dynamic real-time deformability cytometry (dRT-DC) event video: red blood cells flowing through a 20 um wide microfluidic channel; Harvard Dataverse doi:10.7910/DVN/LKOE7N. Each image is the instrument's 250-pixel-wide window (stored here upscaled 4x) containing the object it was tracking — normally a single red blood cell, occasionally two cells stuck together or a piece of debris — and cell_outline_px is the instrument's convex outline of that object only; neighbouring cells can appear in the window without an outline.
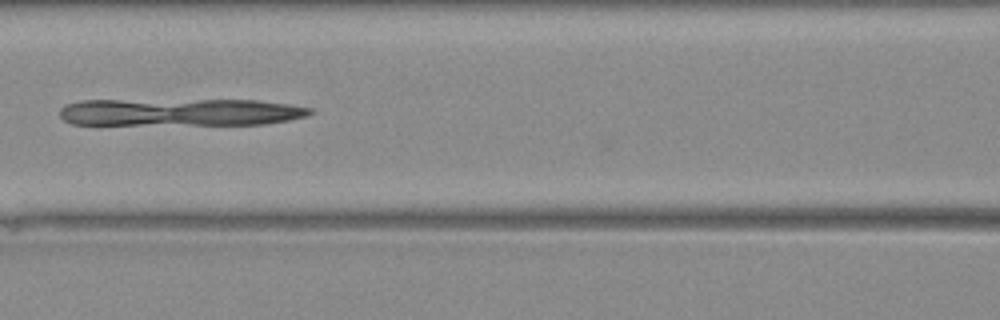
{"species": "Egyptian fruit bat (a non-hibernating species)", "species_latin": "Rousettus aegyptiacus", "temperature_condition": "warm", "stored_images_in_passage": 37, "camera_frame_rate_fps": 3000, "um_per_image_px": 0.085, "animal": {"sex": "female"}, "frame": {"image": 1, "passage_image": 16, "time_ms": 5.0, "image_size_px": [1000, 320], "cell_outline_px": [[316, 112], [304, 116], [288, 120], [264, 124], [72, 124], [64, 120], [60, 116], [60, 108], [64, 104], [80, 100], [256, 100], [288, 104], [312, 108]], "centroid_in_image_um": [15.29, 9.52], "position_along_channel_um": 151.3, "area_um2": 40.0}}